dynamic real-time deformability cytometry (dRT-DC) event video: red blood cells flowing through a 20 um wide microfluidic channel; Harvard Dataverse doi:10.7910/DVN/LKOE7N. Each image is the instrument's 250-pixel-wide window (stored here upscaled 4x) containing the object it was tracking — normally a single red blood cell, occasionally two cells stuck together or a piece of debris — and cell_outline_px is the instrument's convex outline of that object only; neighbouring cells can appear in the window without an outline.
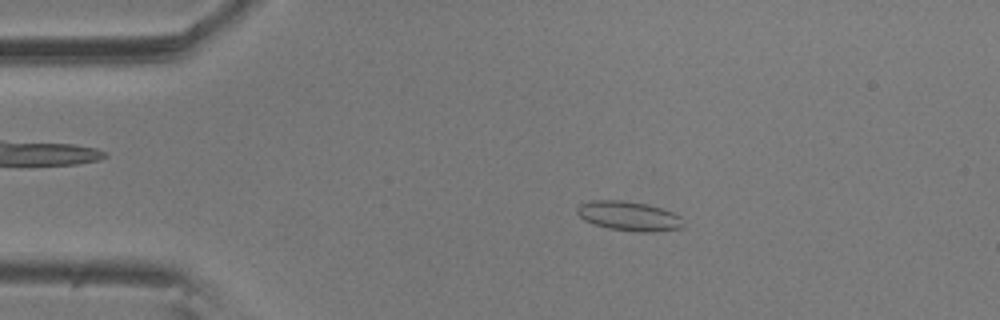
{"species": "common noctule bat (a hibernating species)", "species_latin": "Nyctalus noctula", "temperature_condition": "room temperature", "stored_images_in_passage": 56, "camera_frame_rate_fps": 3000, "um_per_image_px": 0.085, "animal": {"sex": "male", "body_mass_g": 20.5, "forearm_length_mm": 52.5}, "frame": {"image": 1, "passage_image": 10, "time_ms": 3.0, "image_size_px": [1000, 320], "cell_outline_px": [[684, 228], [652, 232], [640, 232], [608, 228], [592, 224], [584, 220], [576, 212], [576, 208], [580, 204], [592, 200], [620, 200], [648, 204], [672, 212], [680, 216], [684, 224]], "centroid_in_image_um": [53.45, 18.37], "position_along_channel_um": 31.5, "area_um2": 18.32}}
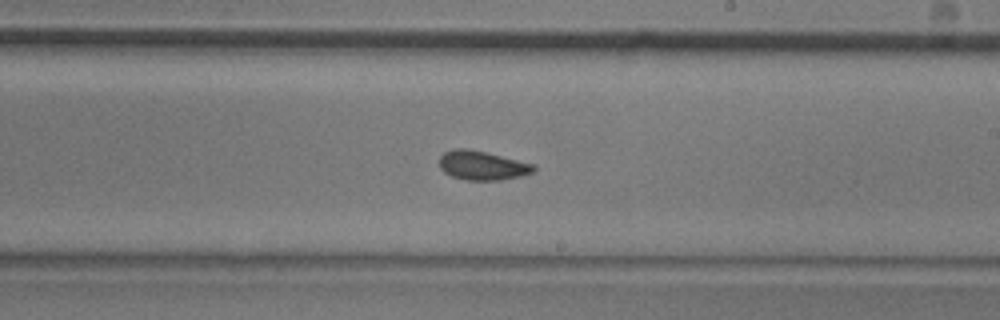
{"frame": {"image": 2, "passage_image": 32, "time_ms": 10.333, "image_size_px": [1000, 320], "cell_outline_px": [[536, 172], [524, 176], [500, 180], [468, 180], [452, 176], [444, 172], [440, 168], [440, 156], [444, 152], [456, 148], [464, 148], [484, 152], [536, 164]], "centroid_in_image_um": [41.05, 14.07], "position_along_channel_um": 248.0, "area_um2": 16.07}}
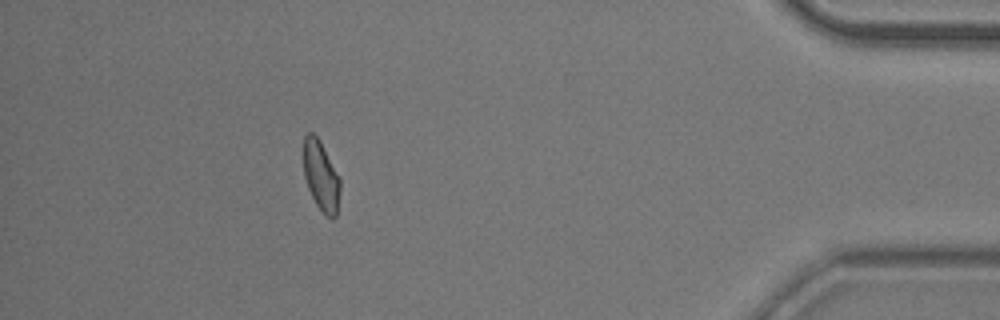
{"frame": {"image": 3, "passage_image": 50, "time_ms": 16.333, "image_size_px": [1000, 320], "cell_outline_px": [[340, 192], [336, 216], [332, 220], [316, 204], [308, 188], [304, 176], [304, 136], [308, 132], [312, 132], [320, 140], [340, 180]], "centroid_in_image_um": [27.28, 14.95], "position_along_channel_um": 407.9, "area_um2": 14.62}, "authors_computed_cell_mechanics": {"area_um2": 16.0106, "velocity_mm_per_s": 3.5561, "shape_relaxation_time_tau1_ms": 10.6514, "shape_relaxation_time_tau2_ms": 2.6187, "deformation_change_tau1": 0.1576, "deformation_change_tau2": 0.0658}}